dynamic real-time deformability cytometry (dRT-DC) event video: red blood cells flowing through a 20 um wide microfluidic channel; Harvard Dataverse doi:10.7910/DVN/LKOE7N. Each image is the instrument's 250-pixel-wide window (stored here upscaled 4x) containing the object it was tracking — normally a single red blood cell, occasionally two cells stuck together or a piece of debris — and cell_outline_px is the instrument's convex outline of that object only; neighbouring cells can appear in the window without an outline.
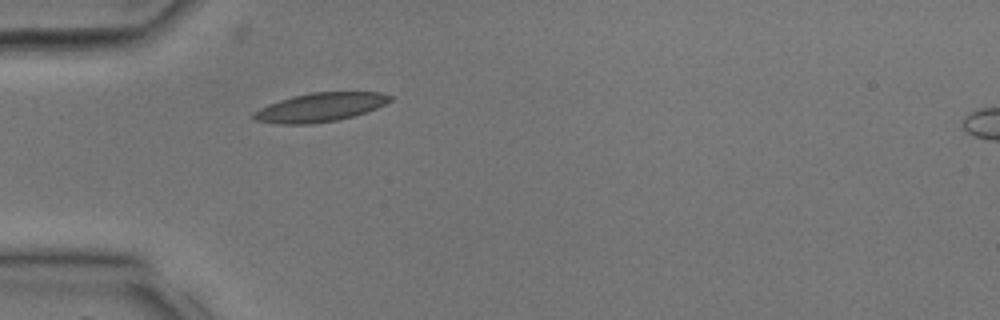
{"species": "common noctule bat (a hibernating species)", "species_latin": "Nyctalus noctula", "temperature_condition": "room temperature", "stored_images_in_passage": 3, "camera_frame_rate_fps": 3000, "um_per_image_px": 0.085, "animal": {"sex": "male", "body_mass_g": 17.9, "forearm_length_mm": 54.2}, "frame": {"image": 1, "passage_image": 2, "time_ms": 0.333, "image_size_px": [1000, 320], "cell_outline_px": [[392, 100], [368, 112], [336, 120], [312, 124], [280, 124], [256, 120], [252, 116], [252, 112], [268, 104], [292, 96], [312, 92], [380, 92], [392, 96]], "centroid_in_image_um": [27.21, 9.12], "position_along_channel_um": 57.8, "area_um2": 22.83}}